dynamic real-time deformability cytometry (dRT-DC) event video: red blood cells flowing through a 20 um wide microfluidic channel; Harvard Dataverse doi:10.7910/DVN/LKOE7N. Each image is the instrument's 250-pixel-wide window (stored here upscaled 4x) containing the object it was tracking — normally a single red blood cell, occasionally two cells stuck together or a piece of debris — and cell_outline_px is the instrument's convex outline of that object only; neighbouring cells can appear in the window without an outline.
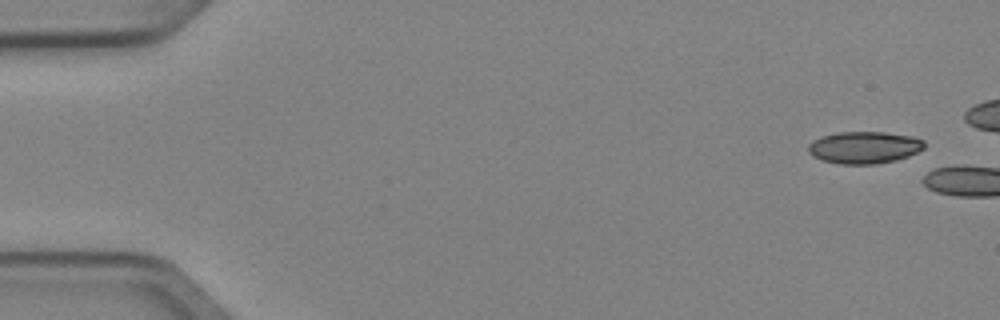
{"species": "Egyptian fruit bat (a non-hibernating species)", "species_latin": "Rousettus aegyptiacus", "temperature_condition": "cold", "stored_images_in_passage": 2, "camera_frame_rate_fps": 3000, "um_per_image_px": 0.085, "animal": {"sex": "female"}, "frame": {"image": 1, "passage_image": 1, "time_ms": 0.0, "image_size_px": [1000, 320], "cell_outline_px": [[924, 148], [908, 156], [896, 160], [876, 164], [840, 164], [824, 160], [812, 156], [808, 152], [808, 144], [812, 140], [820, 136], [836, 132], [884, 132], [912, 136], [924, 140]], "centroid_in_image_um": [73.43, 12.52], "position_along_channel_um": 11.6, "area_um2": 21.79}}